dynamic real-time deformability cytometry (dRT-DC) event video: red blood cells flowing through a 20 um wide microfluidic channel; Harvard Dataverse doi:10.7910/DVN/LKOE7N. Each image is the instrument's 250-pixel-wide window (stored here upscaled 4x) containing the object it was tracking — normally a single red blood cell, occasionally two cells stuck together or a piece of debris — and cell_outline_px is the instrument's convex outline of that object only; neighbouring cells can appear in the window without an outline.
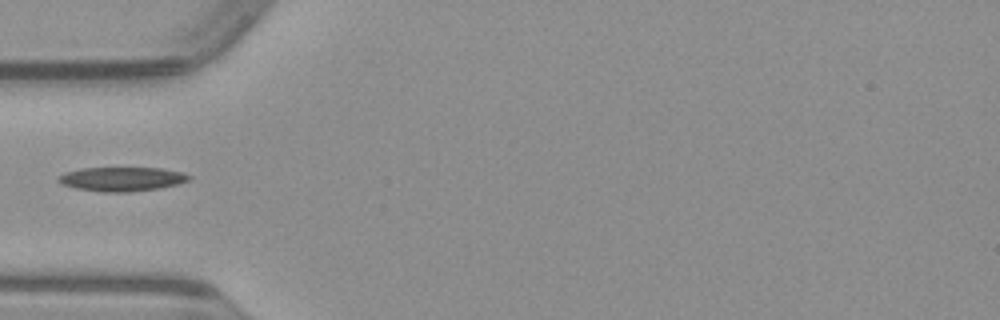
{"species": "common noctule bat (a hibernating species)", "species_latin": "Nyctalus noctula", "temperature_condition": "warm", "stored_images_in_passage": 35, "camera_frame_rate_fps": 3000, "um_per_image_px": 0.085, "animal": {"sex": "male", "body_mass_g": 23.1, "forearm_length_mm": 52.7}, "frame": {"image": 1, "passage_image": 1, "time_ms": 0.0, "image_size_px": [1000, 320], "cell_outline_px": [[192, 176], [188, 180], [176, 184], [160, 188], [128, 192], [100, 192], [76, 188], [60, 184], [56, 180], [56, 176], [64, 172], [80, 168], [160, 168], [180, 172]], "centroid_in_image_um": [10.27, 15.22], "position_along_channel_um": 74.7, "area_um2": 18.44}}
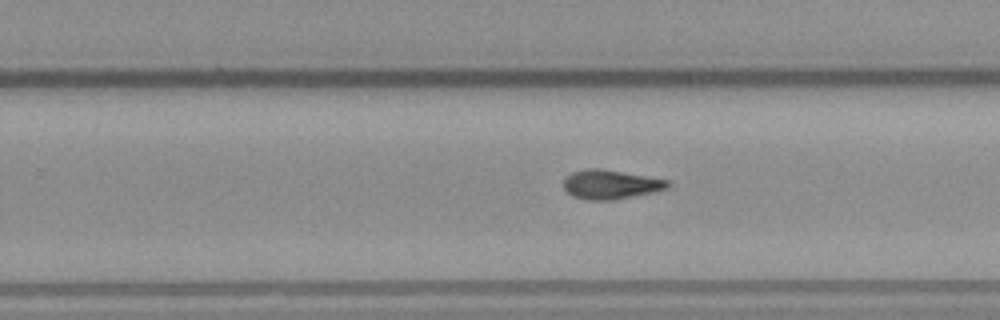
{"frame": {"image": 2, "passage_image": 16, "time_ms": 5.0, "image_size_px": [1000, 320], "cell_outline_px": [[672, 184], [668, 188], [652, 192], [612, 200], [584, 200], [572, 196], [564, 188], [564, 180], [572, 172], [588, 168], [600, 168], [668, 180]], "centroid_in_image_um": [51.89, 15.68], "position_along_channel_um": 277.9, "area_um2": 17.57}}
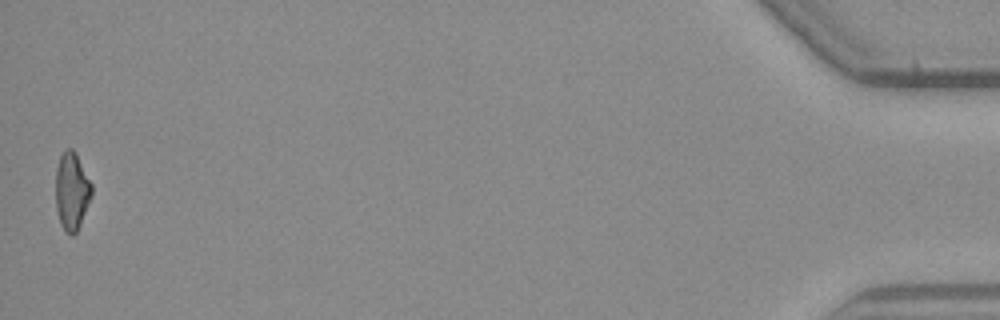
{"frame": {"image": 3, "passage_image": 35, "time_ms": 11.333, "image_size_px": [1000, 320], "cell_outline_px": [[92, 196], [80, 224], [76, 232], [72, 236], [64, 232], [60, 224], [56, 208], [56, 168], [60, 156], [64, 148], [72, 148], [76, 152], [92, 184]], "centroid_in_image_um": [6.1, 16.24], "position_along_channel_um": 429.1, "area_um2": 16.53}}